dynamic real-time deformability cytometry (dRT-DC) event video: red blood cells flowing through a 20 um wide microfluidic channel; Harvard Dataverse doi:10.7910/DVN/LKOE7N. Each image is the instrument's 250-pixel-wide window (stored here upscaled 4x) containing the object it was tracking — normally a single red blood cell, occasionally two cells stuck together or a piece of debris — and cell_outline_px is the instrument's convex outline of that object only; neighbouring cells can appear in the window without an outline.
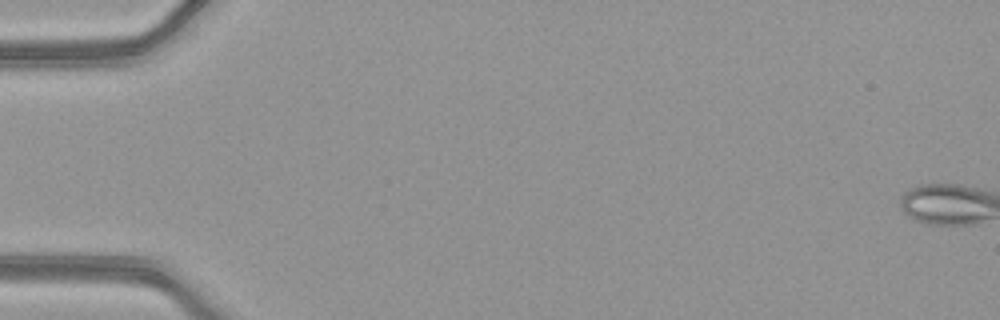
{"species": "common noctule bat (a hibernating species)", "species_latin": "Nyctalus noctula", "temperature_condition": "warm", "stored_images_in_passage": 53, "camera_frame_rate_fps": 3000, "um_per_image_px": 0.085, "animal": {"sex": "female", "body_mass_g": 21.9}, "frame": {"image": 1, "passage_image": 1, "time_ms": 0.0, "image_size_px": [1000, 320], "cell_outline_px": [[980, 200], [976, 216], [964, 220], [944, 220], [924, 216], [916, 192], [924, 188], [952, 188], [976, 196]], "centroid_in_image_um": [80.57, 17.33], "position_along_channel_um": 4.4, "area_um2": 11.96}}
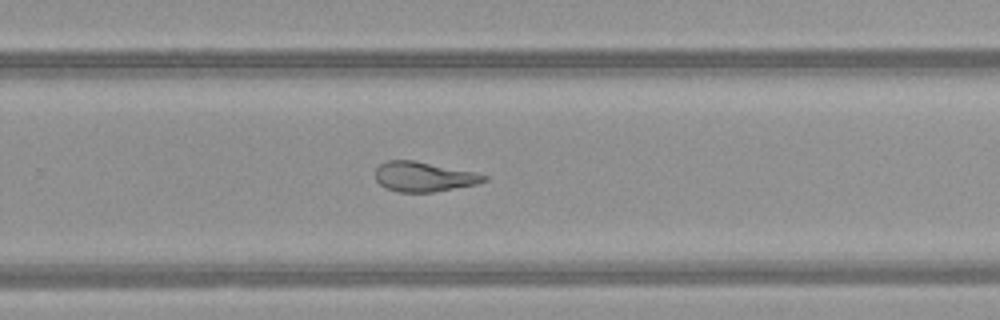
{"frame": {"image": 2, "passage_image": 36, "time_ms": 11.667, "image_size_px": [1000, 320], "cell_outline_px": [[484, 180], [472, 184], [428, 192], [404, 192], [388, 188], [380, 184], [376, 176], [376, 172], [384, 164], [392, 160], [408, 160], [484, 176]], "centroid_in_image_um": [35.89, 15.04], "position_along_channel_um": 293.9, "area_um2": 16.94}}
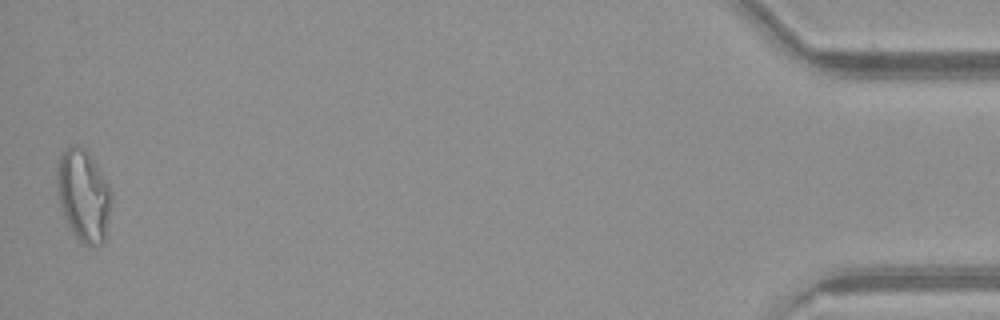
{"frame": {"image": 3, "passage_image": 53, "time_ms": 17.333, "image_size_px": [1000, 320], "cell_outline_px": [[104, 216], [100, 232], [80, 232], [72, 220], [68, 212], [64, 200], [60, 180], [60, 172], [64, 160], [84, 160], [104, 192]], "centroid_in_image_um": [7.01, 16.65], "position_along_channel_um": 428.2, "area_um2": 17.4}, "authors_computed_cell_mechanics": {"area_um2": 15.4326, "velocity_mm_per_s": 4.0342, "shape_relaxation_time_tau1_ms": null, "shape_relaxation_time_tau2_ms": 5.4713, "deformation_change_tau1": null, "deformation_change_tau2": 0.1521}}